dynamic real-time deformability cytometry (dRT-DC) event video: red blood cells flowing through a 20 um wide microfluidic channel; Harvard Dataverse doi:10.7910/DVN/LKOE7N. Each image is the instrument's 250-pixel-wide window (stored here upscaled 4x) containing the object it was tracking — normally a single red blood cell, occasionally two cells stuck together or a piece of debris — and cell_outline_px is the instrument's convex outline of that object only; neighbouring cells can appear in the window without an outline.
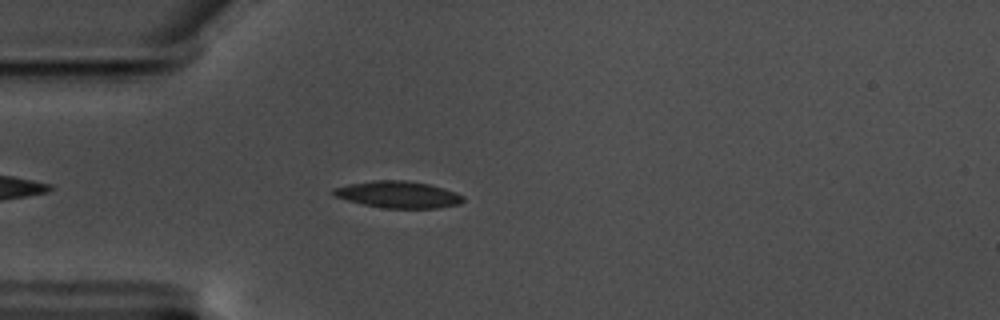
{"species": "common noctule bat (a hibernating species)", "species_latin": "Nyctalus noctula", "temperature_condition": "warm", "stored_images_in_passage": 27, "camera_frame_rate_fps": 3000, "um_per_image_px": 0.085, "animal": {"sex": "male", "body_mass_g": 17.5, "forearm_length_mm": 52.3}, "frame": {"image": 1, "passage_image": 5, "time_ms": 1.333, "image_size_px": [1000, 320], "cell_outline_px": [[464, 200], [460, 204], [436, 208], [384, 208], [364, 204], [348, 200], [336, 196], [332, 192], [332, 188], [348, 184], [372, 180], [408, 180], [428, 184], [444, 188], [456, 192], [464, 196]], "centroid_in_image_um": [33.87, 16.53], "position_along_channel_um": 51.1, "area_um2": 20.23}}
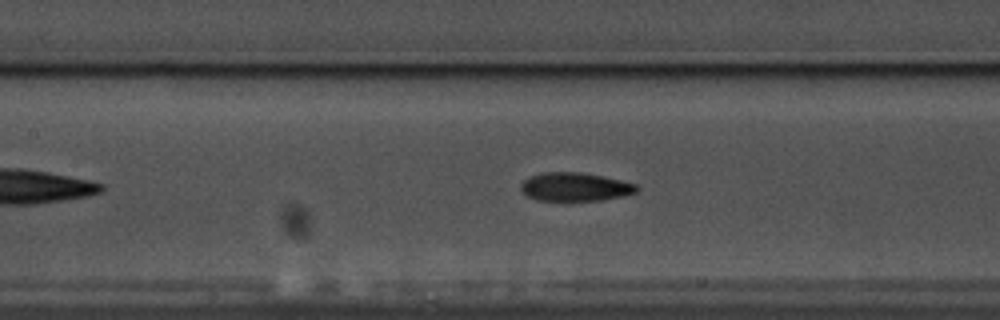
{"frame": {"image": 2, "passage_image": 15, "time_ms": 4.667, "image_size_px": [1000, 320], "cell_outline_px": [[640, 188], [636, 192], [620, 196], [600, 200], [536, 200], [524, 196], [520, 188], [520, 184], [528, 176], [544, 172], [580, 172], [604, 176], [636, 184]], "centroid_in_image_um": [48.82, 15.87], "position_along_channel_um": 158.6, "area_um2": 19.31}}
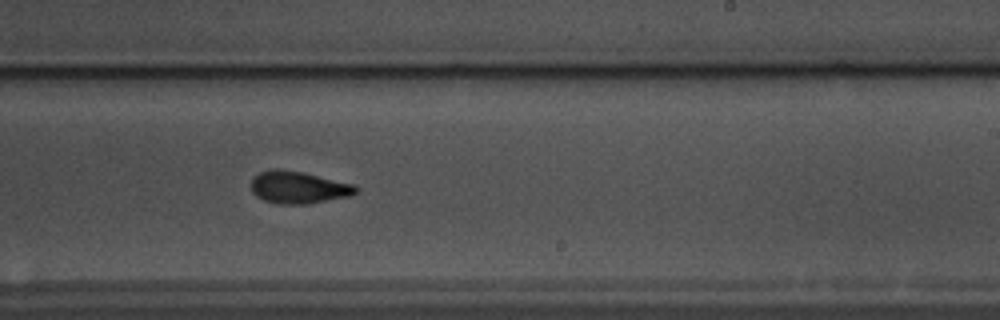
{"frame": {"image": 3, "passage_image": 24, "time_ms": 7.667, "image_size_px": [1000, 320], "cell_outline_px": [[360, 188], [352, 196], [308, 204], [280, 204], [264, 200], [256, 196], [252, 192], [252, 176], [260, 172], [272, 168], [276, 168], [304, 172], [356, 184]], "centroid_in_image_um": [25.41, 15.92], "position_along_channel_um": 263.6, "area_um2": 20.06}}